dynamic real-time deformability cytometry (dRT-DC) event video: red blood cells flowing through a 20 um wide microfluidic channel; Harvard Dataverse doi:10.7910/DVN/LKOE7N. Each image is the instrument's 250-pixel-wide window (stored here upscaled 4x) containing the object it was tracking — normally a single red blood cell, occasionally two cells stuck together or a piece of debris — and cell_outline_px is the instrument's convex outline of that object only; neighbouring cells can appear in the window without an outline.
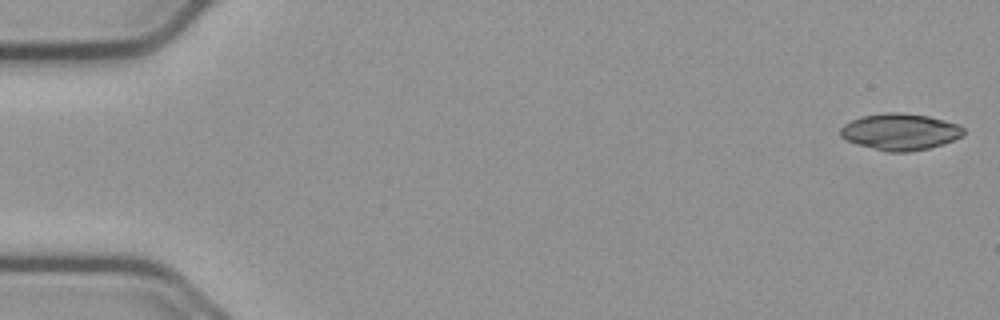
{"species": "common noctule bat (a hibernating species)", "species_latin": "Nyctalus noctula", "temperature_condition": "cold", "stored_images_in_passage": 55, "camera_frame_rate_fps": 3000, "um_per_image_px": 0.085, "animal": {"sex": "male", "body_mass_g": 23.1, "forearm_length_mm": 52.7}, "frame": {"image": 1, "passage_image": 1, "time_ms": 0.0, "image_size_px": [1000, 320], "cell_outline_px": [[964, 132], [960, 136], [944, 144], [928, 148], [908, 152], [888, 152], [856, 144], [840, 136], [840, 128], [844, 124], [860, 116], [888, 112], [896, 112], [928, 116], [960, 124], [964, 128]], "centroid_in_image_um": [76.5, 11.2], "position_along_channel_um": 8.5, "area_um2": 26.18}}
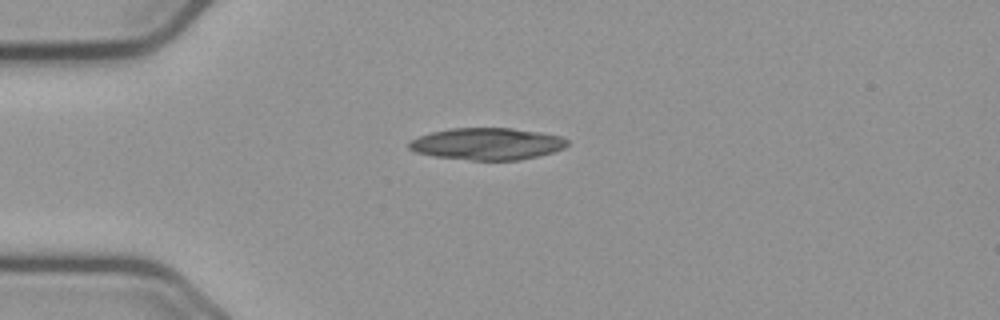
{"frame": {"image": 2, "passage_image": 14, "time_ms": 4.333, "image_size_px": [1000, 320], "cell_outline_px": [[568, 144], [564, 148], [552, 152], [520, 160], [472, 160], [432, 156], [416, 152], [408, 148], [408, 144], [412, 140], [420, 136], [432, 132], [448, 128], [512, 128], [540, 132], [560, 136], [568, 140]], "centroid_in_image_um": [41.4, 12.22], "position_along_channel_um": 43.6, "area_um2": 29.36}}